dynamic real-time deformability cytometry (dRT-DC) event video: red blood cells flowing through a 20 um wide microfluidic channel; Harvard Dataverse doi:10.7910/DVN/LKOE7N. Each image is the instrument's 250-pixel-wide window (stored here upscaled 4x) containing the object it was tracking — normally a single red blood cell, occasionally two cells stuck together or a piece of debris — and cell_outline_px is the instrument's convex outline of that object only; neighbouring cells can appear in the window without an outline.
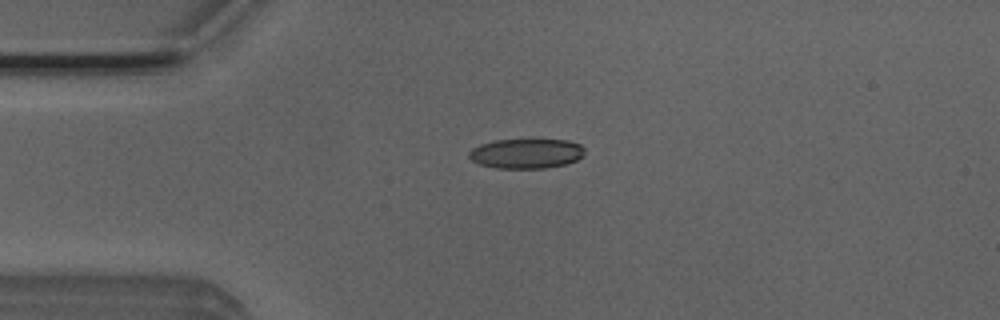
{"species": "Egyptian fruit bat (a non-hibernating species)", "species_latin": "Rousettus aegyptiacus", "temperature_condition": "room temperature", "stored_images_in_passage": 5, "camera_frame_rate_fps": 3000, "um_per_image_px": 0.085, "animal": {"sex": "male"}, "frame": {"image": 1, "passage_image": 1, "time_ms": 0.0, "image_size_px": [1000, 320], "cell_outline_px": [[584, 156], [576, 160], [564, 164], [544, 168], [496, 168], [480, 164], [472, 160], [468, 156], [468, 152], [472, 148], [480, 144], [496, 140], [568, 140], [580, 144], [584, 148]], "centroid_in_image_um": [44.73, 13.05], "position_along_channel_um": 40.3, "area_um2": 20.0}}
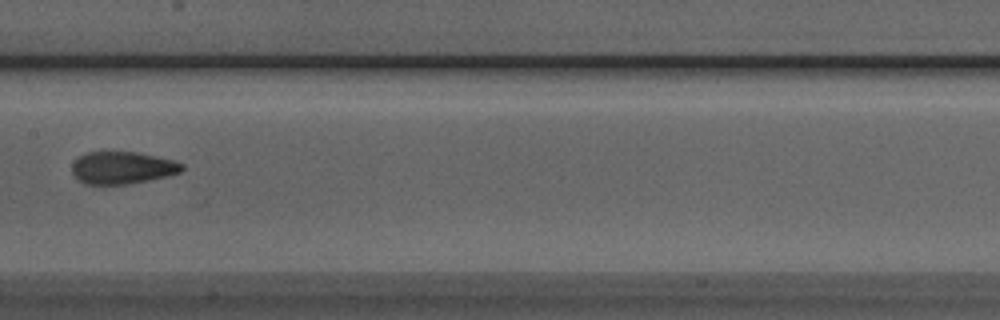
{"frame": {"image": 2, "passage_image": 5, "time_ms": 1.333, "image_size_px": [1000, 320], "cell_outline_px": [[184, 168], [180, 172], [168, 176], [128, 184], [84, 184], [72, 172], [72, 164], [80, 156], [88, 152], [136, 152], [172, 160], [184, 164]], "centroid_in_image_um": [10.41, 14.26], "position_along_channel_um": 197.0, "area_um2": 20.46}}